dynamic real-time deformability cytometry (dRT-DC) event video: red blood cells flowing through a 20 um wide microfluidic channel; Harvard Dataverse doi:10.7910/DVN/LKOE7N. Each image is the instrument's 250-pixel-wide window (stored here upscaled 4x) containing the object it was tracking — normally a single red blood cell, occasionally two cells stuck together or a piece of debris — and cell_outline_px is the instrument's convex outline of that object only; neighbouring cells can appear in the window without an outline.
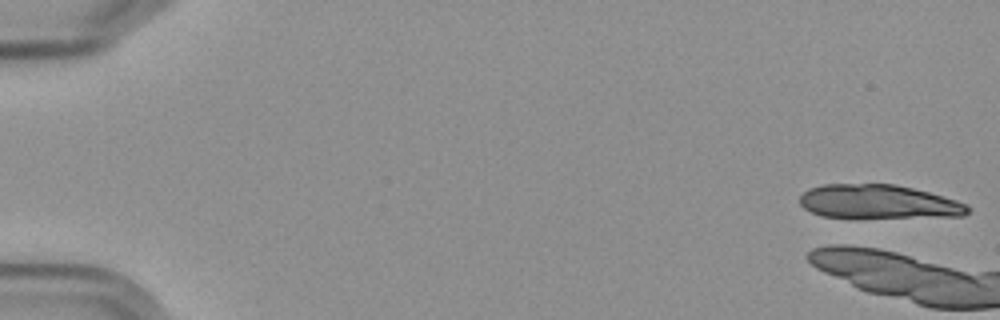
{"species": "Egyptian fruit bat (a non-hibernating species)", "species_latin": "Rousettus aegyptiacus", "temperature_condition": "cold", "stored_images_in_passage": 4, "camera_frame_rate_fps": 3000, "um_per_image_px": 0.085, "frame": {"image": 1, "passage_image": 1, "time_ms": 0.0, "image_size_px": [1000, 320], "cell_outline_px": [[972, 208], [964, 216], [824, 216], [812, 212], [804, 208], [800, 204], [800, 196], [808, 188], [824, 184], [896, 184], [928, 192], [956, 200]], "centroid_in_image_um": [74.65, 17.12], "position_along_channel_um": 10.3, "area_um2": 32.37}}